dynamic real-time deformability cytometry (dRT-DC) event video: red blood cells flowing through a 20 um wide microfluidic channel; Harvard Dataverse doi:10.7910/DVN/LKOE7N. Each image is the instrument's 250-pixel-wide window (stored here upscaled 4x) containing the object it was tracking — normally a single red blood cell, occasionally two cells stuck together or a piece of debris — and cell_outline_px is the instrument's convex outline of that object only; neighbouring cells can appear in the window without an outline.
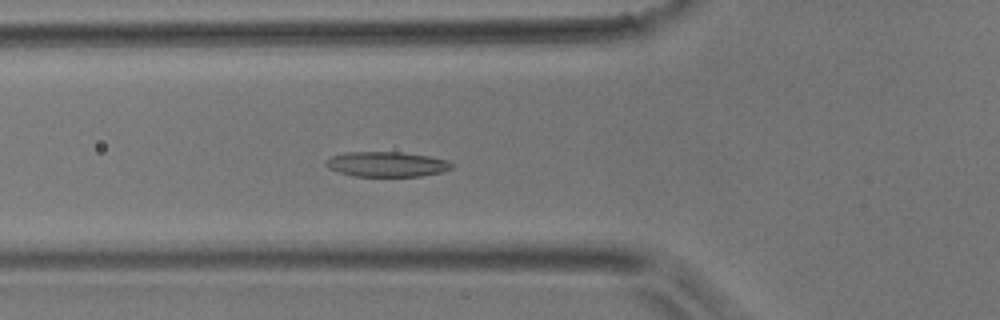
{"species": "common noctule bat (a hibernating species)", "species_latin": "Nyctalus noctula", "temperature_condition": "room temperature", "stored_images_in_passage": 41, "camera_frame_rate_fps": 3000, "um_per_image_px": 0.085, "animal": {"sex": "male", "body_mass_g": 17.9}, "frame": {"image": 1, "passage_image": 9, "time_ms": 2.667, "image_size_px": [1000, 320], "cell_outline_px": [[452, 168], [440, 172], [420, 176], [356, 176], [340, 172], [328, 168], [324, 164], [324, 160], [332, 156], [348, 152], [400, 152], [428, 156], [448, 160], [452, 164]], "centroid_in_image_um": [32.84, 13.95], "position_along_channel_um": 93.0, "area_um2": 18.21}}
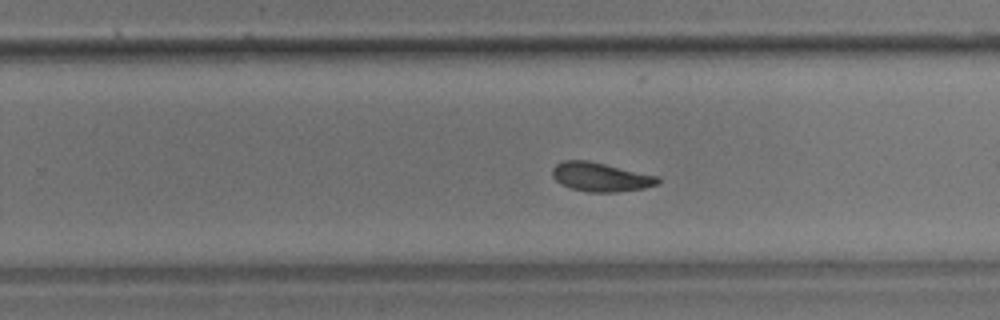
{"frame": {"image": 2, "passage_image": 23, "time_ms": 7.333, "image_size_px": [1000, 320], "cell_outline_px": [[660, 184], [644, 188], [616, 192], [588, 192], [572, 188], [560, 184], [552, 176], [552, 168], [556, 164], [564, 160], [588, 160], [656, 176], [660, 180]], "centroid_in_image_um": [51.02, 15.05], "position_along_channel_um": 278.8, "area_um2": 17.69}}
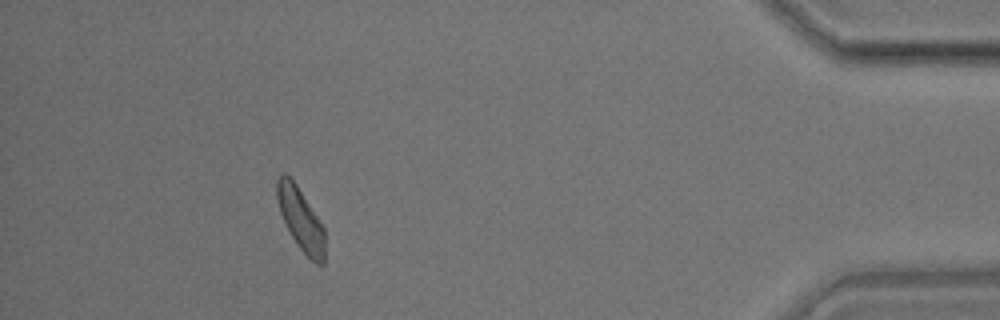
{"frame": {"image": 3, "passage_image": 37, "time_ms": 12.0, "image_size_px": [1000, 320], "cell_outline_px": [[324, 264], [316, 264], [296, 244], [280, 212], [276, 196], [276, 180], [284, 172], [296, 184], [324, 228]], "centroid_in_image_um": [25.54, 18.63], "position_along_channel_um": 409.7, "area_um2": 16.94}}